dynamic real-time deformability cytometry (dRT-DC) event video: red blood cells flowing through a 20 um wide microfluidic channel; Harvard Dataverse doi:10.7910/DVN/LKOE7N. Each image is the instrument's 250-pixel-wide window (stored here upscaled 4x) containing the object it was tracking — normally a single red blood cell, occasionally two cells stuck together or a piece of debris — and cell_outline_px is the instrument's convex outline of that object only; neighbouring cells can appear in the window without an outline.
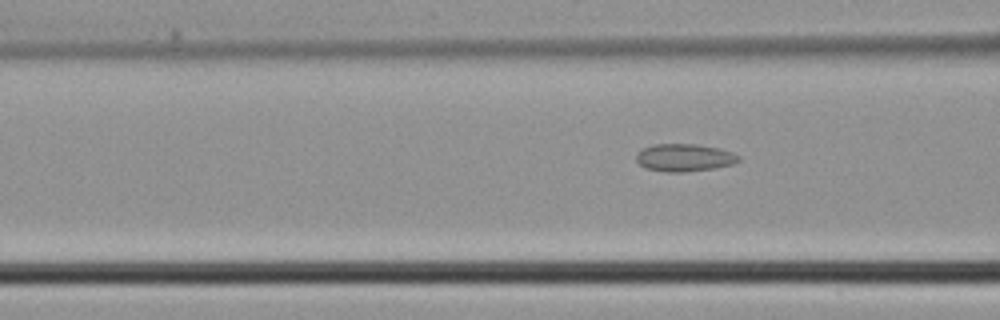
{"species": "common noctule bat (a hibernating species)", "species_latin": "Nyctalus noctula", "temperature_condition": "cold", "stored_images_in_passage": 6, "segment_of_instrument_passage": [2, 2], "camera_frame_rate_fps": 3000, "um_per_image_px": 0.085, "animal": {"sex": "male", "body_mass_g": 21.5, "forearm_length_mm": 52.0}, "frame": {"image": 1, "passage_image": 6, "time_ms": 1.667, "image_size_px": [1000, 320], "cell_outline_px": [[740, 160], [732, 164], [712, 168], [684, 172], [668, 172], [644, 168], [636, 160], [636, 152], [652, 144], [696, 144], [720, 148], [732, 152], [740, 156]], "centroid_in_image_um": [58.15, 13.39], "position_along_channel_um": 108.5, "area_um2": 16.47}}